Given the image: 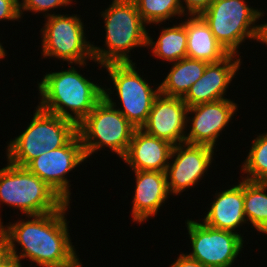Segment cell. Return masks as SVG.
<instances>
[{"label":"cell","instance_id":"obj_1","mask_svg":"<svg viewBox=\"0 0 267 267\" xmlns=\"http://www.w3.org/2000/svg\"><path fill=\"white\" fill-rule=\"evenodd\" d=\"M69 208L70 203H66L58 211L27 216V220L21 218L8 225H3L0 217V228L8 237L10 255L20 261L27 258L39 267H73L79 263L69 235V221L65 218ZM17 246L22 247L20 252Z\"/></svg>","mask_w":267,"mask_h":267},{"label":"cell","instance_id":"obj_2","mask_svg":"<svg viewBox=\"0 0 267 267\" xmlns=\"http://www.w3.org/2000/svg\"><path fill=\"white\" fill-rule=\"evenodd\" d=\"M72 65L43 76L37 86L38 106L78 125L104 97V86L95 84Z\"/></svg>","mask_w":267,"mask_h":267},{"label":"cell","instance_id":"obj_3","mask_svg":"<svg viewBox=\"0 0 267 267\" xmlns=\"http://www.w3.org/2000/svg\"><path fill=\"white\" fill-rule=\"evenodd\" d=\"M105 28V48L92 45L95 64L127 63L136 47L147 48L148 31L133 0H112L102 12ZM130 53V55H129Z\"/></svg>","mask_w":267,"mask_h":267},{"label":"cell","instance_id":"obj_4","mask_svg":"<svg viewBox=\"0 0 267 267\" xmlns=\"http://www.w3.org/2000/svg\"><path fill=\"white\" fill-rule=\"evenodd\" d=\"M27 128L6 146L11 164L26 167L41 154L64 146L76 133L77 125L56 114L35 107Z\"/></svg>","mask_w":267,"mask_h":267},{"label":"cell","instance_id":"obj_5","mask_svg":"<svg viewBox=\"0 0 267 267\" xmlns=\"http://www.w3.org/2000/svg\"><path fill=\"white\" fill-rule=\"evenodd\" d=\"M116 104L114 98L104 96L77 125L86 159L105 147L121 159L126 155L136 128Z\"/></svg>","mask_w":267,"mask_h":267},{"label":"cell","instance_id":"obj_6","mask_svg":"<svg viewBox=\"0 0 267 267\" xmlns=\"http://www.w3.org/2000/svg\"><path fill=\"white\" fill-rule=\"evenodd\" d=\"M246 0H214L200 15L216 40L228 53L240 56V45L249 39L261 42L264 10L253 8Z\"/></svg>","mask_w":267,"mask_h":267},{"label":"cell","instance_id":"obj_7","mask_svg":"<svg viewBox=\"0 0 267 267\" xmlns=\"http://www.w3.org/2000/svg\"><path fill=\"white\" fill-rule=\"evenodd\" d=\"M7 162L0 169V205L15 208L27 217L58 211L66 204L53 188L26 167Z\"/></svg>","mask_w":267,"mask_h":267},{"label":"cell","instance_id":"obj_8","mask_svg":"<svg viewBox=\"0 0 267 267\" xmlns=\"http://www.w3.org/2000/svg\"><path fill=\"white\" fill-rule=\"evenodd\" d=\"M50 13L40 31L42 56L45 59L53 57L66 61L67 64L79 65V68L85 67L89 60L95 62L92 52L94 41H87L84 31L86 25L81 16Z\"/></svg>","mask_w":267,"mask_h":267},{"label":"cell","instance_id":"obj_9","mask_svg":"<svg viewBox=\"0 0 267 267\" xmlns=\"http://www.w3.org/2000/svg\"><path fill=\"white\" fill-rule=\"evenodd\" d=\"M135 62L108 63L103 65L110 76L114 89L104 87V96H110L114 90L120 100L116 109L136 128L141 129L147 121L155 98L160 94L159 86L154 88L143 79L136 70ZM154 88V89H152ZM121 104V105H120ZM122 106V107H121Z\"/></svg>","mask_w":267,"mask_h":267},{"label":"cell","instance_id":"obj_10","mask_svg":"<svg viewBox=\"0 0 267 267\" xmlns=\"http://www.w3.org/2000/svg\"><path fill=\"white\" fill-rule=\"evenodd\" d=\"M185 224L192 247L187 255L206 267L233 266L245 246L243 236L234 232L192 219H187Z\"/></svg>","mask_w":267,"mask_h":267},{"label":"cell","instance_id":"obj_11","mask_svg":"<svg viewBox=\"0 0 267 267\" xmlns=\"http://www.w3.org/2000/svg\"><path fill=\"white\" fill-rule=\"evenodd\" d=\"M86 160L77 132L64 146L34 158L26 168L53 188L66 203H70L72 189L67 175Z\"/></svg>","mask_w":267,"mask_h":267},{"label":"cell","instance_id":"obj_12","mask_svg":"<svg viewBox=\"0 0 267 267\" xmlns=\"http://www.w3.org/2000/svg\"><path fill=\"white\" fill-rule=\"evenodd\" d=\"M215 148L181 143L174 145L165 171L170 195H180L198 184L213 163ZM206 172V173H205Z\"/></svg>","mask_w":267,"mask_h":267},{"label":"cell","instance_id":"obj_13","mask_svg":"<svg viewBox=\"0 0 267 267\" xmlns=\"http://www.w3.org/2000/svg\"><path fill=\"white\" fill-rule=\"evenodd\" d=\"M237 110V103L229 98L188 107L187 115L190 116H187V124L191 125L187 127L190 131L186 133L185 143L211 148L215 146L216 149L220 134Z\"/></svg>","mask_w":267,"mask_h":267},{"label":"cell","instance_id":"obj_14","mask_svg":"<svg viewBox=\"0 0 267 267\" xmlns=\"http://www.w3.org/2000/svg\"><path fill=\"white\" fill-rule=\"evenodd\" d=\"M188 106L179 97L159 94L152 105L142 130L147 134L164 139L172 145L185 143Z\"/></svg>","mask_w":267,"mask_h":267},{"label":"cell","instance_id":"obj_15","mask_svg":"<svg viewBox=\"0 0 267 267\" xmlns=\"http://www.w3.org/2000/svg\"><path fill=\"white\" fill-rule=\"evenodd\" d=\"M229 53L218 62L208 63L204 74L182 98L188 107L226 99L225 95L242 64L241 56Z\"/></svg>","mask_w":267,"mask_h":267},{"label":"cell","instance_id":"obj_16","mask_svg":"<svg viewBox=\"0 0 267 267\" xmlns=\"http://www.w3.org/2000/svg\"><path fill=\"white\" fill-rule=\"evenodd\" d=\"M135 189L132 200V220L142 224L148 218L157 216L163 203L170 198L165 172L160 171H133Z\"/></svg>","mask_w":267,"mask_h":267},{"label":"cell","instance_id":"obj_17","mask_svg":"<svg viewBox=\"0 0 267 267\" xmlns=\"http://www.w3.org/2000/svg\"><path fill=\"white\" fill-rule=\"evenodd\" d=\"M170 142L136 129L126 155L122 158L132 171L165 172L172 152Z\"/></svg>","mask_w":267,"mask_h":267},{"label":"cell","instance_id":"obj_18","mask_svg":"<svg viewBox=\"0 0 267 267\" xmlns=\"http://www.w3.org/2000/svg\"><path fill=\"white\" fill-rule=\"evenodd\" d=\"M214 195L202 222L210 227L241 235L237 228L247 223L244 213V179L232 188L219 192L216 190Z\"/></svg>","mask_w":267,"mask_h":267},{"label":"cell","instance_id":"obj_19","mask_svg":"<svg viewBox=\"0 0 267 267\" xmlns=\"http://www.w3.org/2000/svg\"><path fill=\"white\" fill-rule=\"evenodd\" d=\"M186 17L187 58L212 63L229 54L200 15Z\"/></svg>","mask_w":267,"mask_h":267},{"label":"cell","instance_id":"obj_20","mask_svg":"<svg viewBox=\"0 0 267 267\" xmlns=\"http://www.w3.org/2000/svg\"><path fill=\"white\" fill-rule=\"evenodd\" d=\"M207 62L183 58L173 62L170 72L159 85L160 93L169 97L183 98L190 87L202 77Z\"/></svg>","mask_w":267,"mask_h":267},{"label":"cell","instance_id":"obj_21","mask_svg":"<svg viewBox=\"0 0 267 267\" xmlns=\"http://www.w3.org/2000/svg\"><path fill=\"white\" fill-rule=\"evenodd\" d=\"M181 22L163 27L156 41L148 32L147 48L151 47L153 57L169 63L187 58L186 19Z\"/></svg>","mask_w":267,"mask_h":267},{"label":"cell","instance_id":"obj_22","mask_svg":"<svg viewBox=\"0 0 267 267\" xmlns=\"http://www.w3.org/2000/svg\"><path fill=\"white\" fill-rule=\"evenodd\" d=\"M267 182L244 180V213L247 224L267 235ZM250 223H249V222Z\"/></svg>","mask_w":267,"mask_h":267},{"label":"cell","instance_id":"obj_23","mask_svg":"<svg viewBox=\"0 0 267 267\" xmlns=\"http://www.w3.org/2000/svg\"><path fill=\"white\" fill-rule=\"evenodd\" d=\"M142 20L150 24H162L178 16H185L179 0H133Z\"/></svg>","mask_w":267,"mask_h":267},{"label":"cell","instance_id":"obj_24","mask_svg":"<svg viewBox=\"0 0 267 267\" xmlns=\"http://www.w3.org/2000/svg\"><path fill=\"white\" fill-rule=\"evenodd\" d=\"M241 171L247 176L242 179L252 182H267V132L253 139Z\"/></svg>","mask_w":267,"mask_h":267},{"label":"cell","instance_id":"obj_25","mask_svg":"<svg viewBox=\"0 0 267 267\" xmlns=\"http://www.w3.org/2000/svg\"><path fill=\"white\" fill-rule=\"evenodd\" d=\"M72 2L70 0H19V9L20 15L23 18V13L25 12H35V13H43L44 18L50 16L48 13L52 11V9H58V7H66L71 6ZM45 12V15H44ZM47 13V14H46Z\"/></svg>","mask_w":267,"mask_h":267},{"label":"cell","instance_id":"obj_26","mask_svg":"<svg viewBox=\"0 0 267 267\" xmlns=\"http://www.w3.org/2000/svg\"><path fill=\"white\" fill-rule=\"evenodd\" d=\"M21 20L19 0H0V21Z\"/></svg>","mask_w":267,"mask_h":267},{"label":"cell","instance_id":"obj_27","mask_svg":"<svg viewBox=\"0 0 267 267\" xmlns=\"http://www.w3.org/2000/svg\"><path fill=\"white\" fill-rule=\"evenodd\" d=\"M179 1L186 17V15L187 16L201 15L214 0H179Z\"/></svg>","mask_w":267,"mask_h":267},{"label":"cell","instance_id":"obj_28","mask_svg":"<svg viewBox=\"0 0 267 267\" xmlns=\"http://www.w3.org/2000/svg\"><path fill=\"white\" fill-rule=\"evenodd\" d=\"M170 267H206L205 265L201 264L199 261L189 257L186 254L182 253L179 254L177 260H175Z\"/></svg>","mask_w":267,"mask_h":267},{"label":"cell","instance_id":"obj_29","mask_svg":"<svg viewBox=\"0 0 267 267\" xmlns=\"http://www.w3.org/2000/svg\"><path fill=\"white\" fill-rule=\"evenodd\" d=\"M10 256L9 241L6 233L0 228V264Z\"/></svg>","mask_w":267,"mask_h":267},{"label":"cell","instance_id":"obj_30","mask_svg":"<svg viewBox=\"0 0 267 267\" xmlns=\"http://www.w3.org/2000/svg\"><path fill=\"white\" fill-rule=\"evenodd\" d=\"M0 267H24V265L22 266V262L20 260L10 255L0 264Z\"/></svg>","mask_w":267,"mask_h":267},{"label":"cell","instance_id":"obj_31","mask_svg":"<svg viewBox=\"0 0 267 267\" xmlns=\"http://www.w3.org/2000/svg\"><path fill=\"white\" fill-rule=\"evenodd\" d=\"M261 44L267 45V23L262 24V36H261Z\"/></svg>","mask_w":267,"mask_h":267},{"label":"cell","instance_id":"obj_32","mask_svg":"<svg viewBox=\"0 0 267 267\" xmlns=\"http://www.w3.org/2000/svg\"><path fill=\"white\" fill-rule=\"evenodd\" d=\"M3 43L0 42V59L2 60L3 58H5V56H7V52L5 50V48H3Z\"/></svg>","mask_w":267,"mask_h":267},{"label":"cell","instance_id":"obj_33","mask_svg":"<svg viewBox=\"0 0 267 267\" xmlns=\"http://www.w3.org/2000/svg\"><path fill=\"white\" fill-rule=\"evenodd\" d=\"M73 267H82V262L80 261L79 263H77L75 266Z\"/></svg>","mask_w":267,"mask_h":267}]
</instances>
